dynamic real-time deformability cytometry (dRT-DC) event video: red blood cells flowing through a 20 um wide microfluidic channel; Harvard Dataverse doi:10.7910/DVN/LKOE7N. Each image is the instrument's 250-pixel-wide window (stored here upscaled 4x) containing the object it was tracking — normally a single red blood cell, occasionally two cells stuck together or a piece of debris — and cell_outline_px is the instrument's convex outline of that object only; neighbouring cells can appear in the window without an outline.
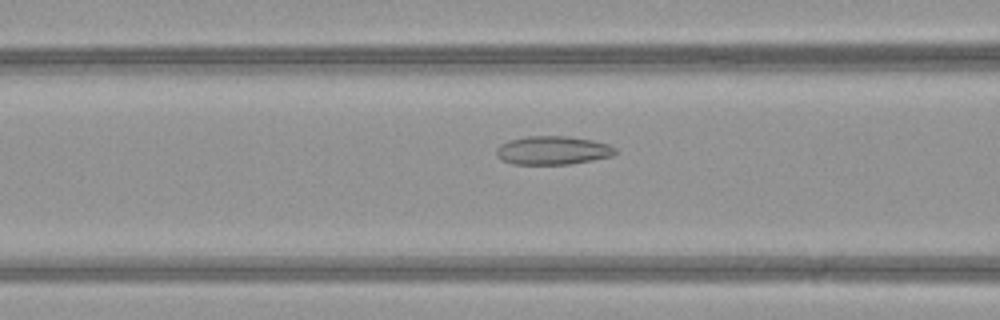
{"species": "common noctule bat (a hibernating species)", "species_latin": "Nyctalus noctula", "temperature_condition": "warm", "stored_images_in_passage": 45, "camera_frame_rate_fps": 3000, "um_per_image_px": 0.085, "animal": {"sex": "female", "body_mass_g": 21.9}, "frame": {"image": 1, "passage_image": 17, "time_ms": 5.333, "image_size_px": [1000, 320], "cell_outline_px": [[616, 152], [612, 156], [592, 160], [568, 164], [512, 164], [500, 160], [496, 156], [496, 148], [500, 144], [508, 140], [528, 136], [568, 136], [592, 140], [608, 144], [616, 148]], "centroid_in_image_um": [46.94, 12.78], "position_along_channel_um": 119.7, "area_um2": 19.88}}
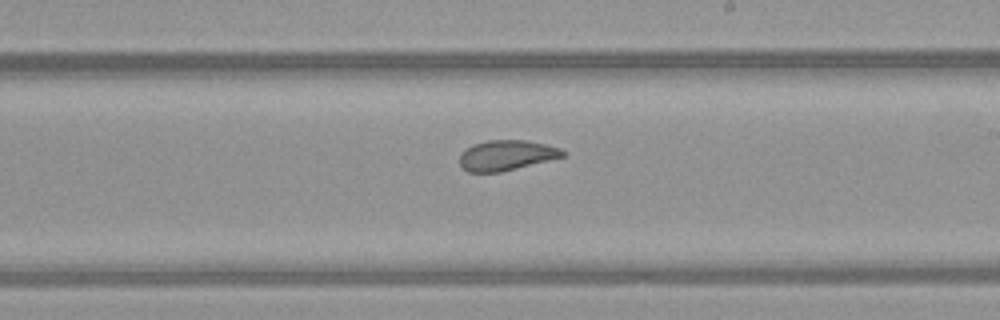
{"frame": {"image": 2, "passage_image": 26, "time_ms": 8.333, "image_size_px": [1000, 320], "cell_outline_px": [[568, 152], [564, 156], [500, 172], [468, 172], [460, 168], [460, 152], [472, 144], [488, 140], [528, 140], [560, 148]], "centroid_in_image_um": [43.01, 13.19], "position_along_channel_um": 246.0, "area_um2": 18.21}}
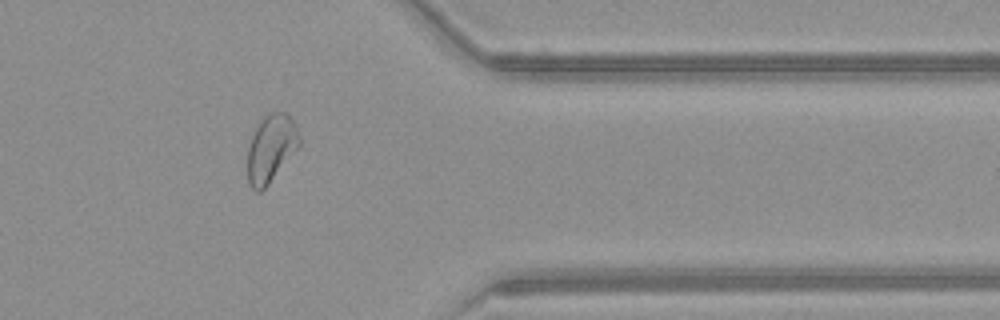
{"frame": {"image": 3, "passage_image": 37, "time_ms": 12.0, "image_size_px": [1000, 320], "cell_outline_px": [[300, 144], [268, 184], [260, 192], [256, 192], [252, 188], [248, 180], [248, 148], [252, 136], [256, 128], [264, 116], [272, 112], [288, 112], [296, 124], [300, 136]], "centroid_in_image_um": [23.04, 12.58], "position_along_channel_um": 388.4, "area_um2": 20.06}, "authors_computed_cell_mechanics": {"area_um2": 21.0392, "velocity_mm_per_s": 4.1993, "shape_relaxation_time_tau1_ms": null, "shape_relaxation_time_tau2_ms": 1.3482, "deformation_change_tau1": null, "deformation_change_tau2": 0.0775}}